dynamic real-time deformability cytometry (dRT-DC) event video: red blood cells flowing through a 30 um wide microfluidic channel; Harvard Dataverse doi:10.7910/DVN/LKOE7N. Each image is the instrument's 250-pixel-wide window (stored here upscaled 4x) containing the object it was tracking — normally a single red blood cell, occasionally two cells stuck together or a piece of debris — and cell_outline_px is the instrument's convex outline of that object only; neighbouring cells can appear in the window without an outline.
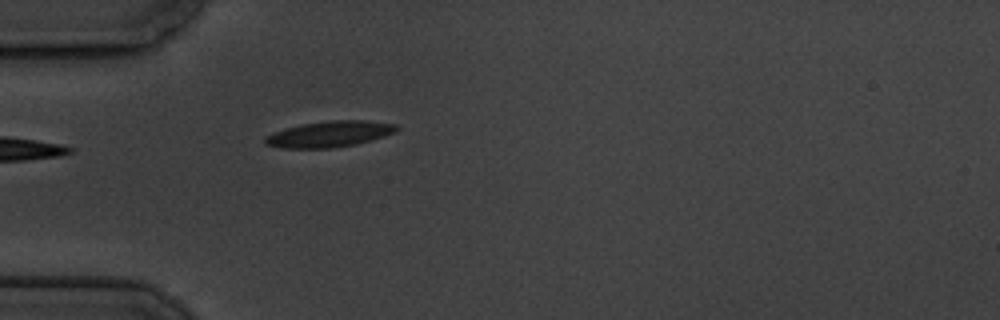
{"species": "common noctule bat (a hibernating species)", "species_latin": "Nyctalus noctula", "temperature_condition": "cold", "stored_images_in_passage": 5, "camera_frame_rate_fps": 3000, "um_per_image_px": 0.085, "animal": {"sex": "male", "body_mass_g": 19.5, "forearm_length_mm": 54.6}, "frame": {"image": 1, "passage_image": 5, "time_ms": 4.667, "image_size_px": [1000, 320], "cell_outline_px": [[400, 128], [396, 132], [384, 136], [356, 144], [332, 148], [280, 148], [264, 144], [264, 136], [284, 128], [300, 124], [332, 120], [364, 120], [396, 124]], "centroid_in_image_um": [27.98, 11.39], "position_along_channel_um": 57.0, "area_um2": 20.06}}